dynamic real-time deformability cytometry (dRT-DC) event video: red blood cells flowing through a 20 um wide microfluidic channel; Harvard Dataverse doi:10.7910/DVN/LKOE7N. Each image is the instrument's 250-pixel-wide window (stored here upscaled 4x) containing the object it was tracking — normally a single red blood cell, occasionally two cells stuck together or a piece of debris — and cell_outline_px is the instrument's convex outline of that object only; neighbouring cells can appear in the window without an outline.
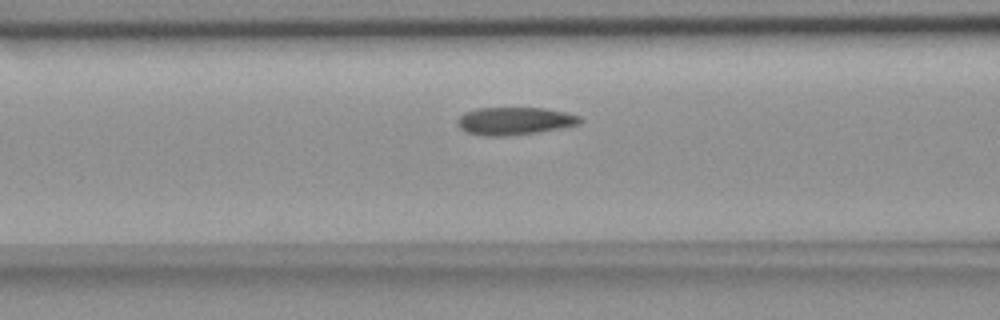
{"species": "common noctule bat (a hibernating species)", "species_latin": "Nyctalus noctula", "temperature_condition": "room temperature", "stored_images_in_passage": 14, "camera_frame_rate_fps": 3000, "um_per_image_px": 0.085, "animal": {"sex": "female", "body_mass_g": 18.4}, "frame": {"image": 1, "passage_image": 12, "time_ms": 3.667, "image_size_px": [1000, 320], "cell_outline_px": [[584, 120], [580, 124], [560, 128], [536, 132], [508, 136], [484, 136], [468, 132], [460, 128], [456, 124], [456, 120], [464, 112], [476, 108], [544, 108], [564, 112], [580, 116]], "centroid_in_image_um": [43.72, 10.28], "position_along_channel_um": 122.9, "area_um2": 19.83}}